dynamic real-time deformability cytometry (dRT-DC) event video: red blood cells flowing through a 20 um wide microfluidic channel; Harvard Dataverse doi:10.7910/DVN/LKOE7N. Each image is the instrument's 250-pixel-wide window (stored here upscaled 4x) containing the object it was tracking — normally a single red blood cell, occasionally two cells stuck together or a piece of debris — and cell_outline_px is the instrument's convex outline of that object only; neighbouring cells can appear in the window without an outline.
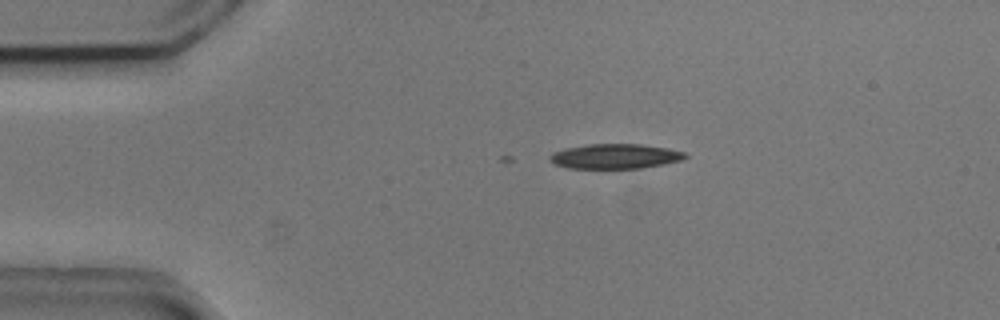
{"species": "common noctule bat (a hibernating species)", "species_latin": "Nyctalus noctula", "temperature_condition": "cold", "stored_images_in_passage": 4, "camera_frame_rate_fps": 3000, "um_per_image_px": 0.085, "animal": {"sex": "male", "body_mass_g": 20.5, "forearm_length_mm": 52.5}, "frame": {"image": 1, "passage_image": 1, "time_ms": 0.0, "image_size_px": [1000, 320], "cell_outline_px": [[688, 156], [680, 160], [664, 164], [640, 168], [568, 168], [552, 164], [548, 156], [552, 152], [564, 148], [588, 144], [640, 144], [668, 148], [684, 152]], "centroid_in_image_um": [52.23, 13.28], "position_along_channel_um": 32.8, "area_um2": 19.65}}